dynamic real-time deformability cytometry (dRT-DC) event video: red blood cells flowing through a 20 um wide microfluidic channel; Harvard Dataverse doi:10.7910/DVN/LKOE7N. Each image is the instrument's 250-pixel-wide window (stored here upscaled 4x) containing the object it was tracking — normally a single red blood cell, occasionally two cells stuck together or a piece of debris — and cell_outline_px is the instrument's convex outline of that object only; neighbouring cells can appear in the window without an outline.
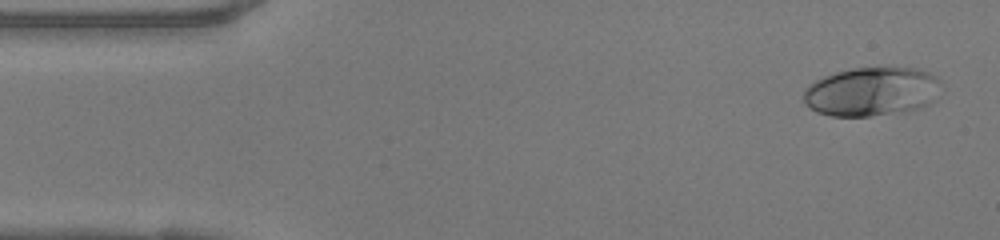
{"species": "human", "species_latin": "Homo sapiens", "temperature_condition": "warm", "stored_images_in_passage": 47, "camera_frame_rate_fps": 3000, "um_per_image_px": 0.085, "donor": {"sex": "female"}, "frame": {"image": 1, "passage_image": 2, "time_ms": 0.333, "image_size_px": [1000, 240], "cell_outline_px": [[940, 80], [936, 100], [920, 108], [904, 112], [868, 116], [832, 116], [816, 112], [808, 108], [804, 100], [804, 88], [808, 84], [824, 76], [836, 72], [852, 68], [916, 68], [928, 72]], "centroid_in_image_um": [74.07, 7.8], "position_along_channel_um": 10.9, "area_um2": 39.36}}
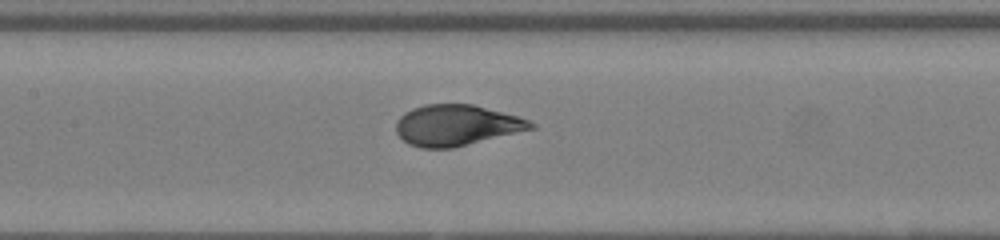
{"frame": {"image": 2, "passage_image": 21, "time_ms": 6.667, "image_size_px": [1000, 240], "cell_outline_px": [[536, 128], [452, 148], [420, 148], [408, 144], [396, 132], [396, 120], [404, 112], [412, 108], [424, 104], [472, 104], [520, 116], [536, 124]], "centroid_in_image_um": [38.8, 10.64], "position_along_channel_um": 168.6, "area_um2": 32.25}}
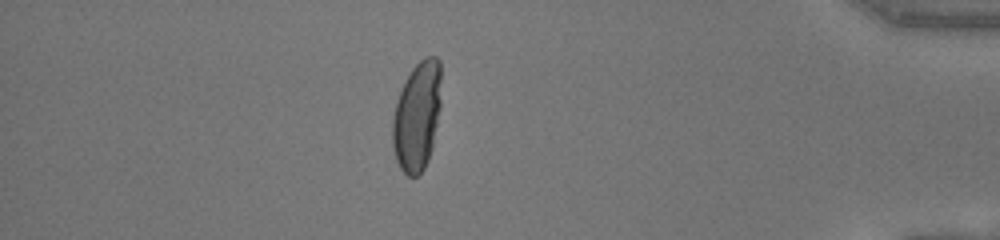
{"frame": {"image": 3, "passage_image": 41, "time_ms": 13.333, "image_size_px": [1000, 240], "cell_outline_px": [[440, 108], [432, 148], [428, 160], [424, 168], [416, 176], [408, 176], [400, 168], [396, 160], [392, 144], [392, 116], [396, 100], [412, 68], [424, 56], [436, 56], [440, 60]], "centroid_in_image_um": [35.44, 9.87], "position_along_channel_um": 399.8, "area_um2": 31.04}, "authors_computed_cell_mechanics": {"area_um2": 32.657, "velocity_mm_per_s": 4.1776, "shape_relaxation_time_tau1_ms": 4.0501, "shape_relaxation_time_tau2_ms": null, "deformation_change_tau1": 0.2173, "deformation_change_tau2": null}}